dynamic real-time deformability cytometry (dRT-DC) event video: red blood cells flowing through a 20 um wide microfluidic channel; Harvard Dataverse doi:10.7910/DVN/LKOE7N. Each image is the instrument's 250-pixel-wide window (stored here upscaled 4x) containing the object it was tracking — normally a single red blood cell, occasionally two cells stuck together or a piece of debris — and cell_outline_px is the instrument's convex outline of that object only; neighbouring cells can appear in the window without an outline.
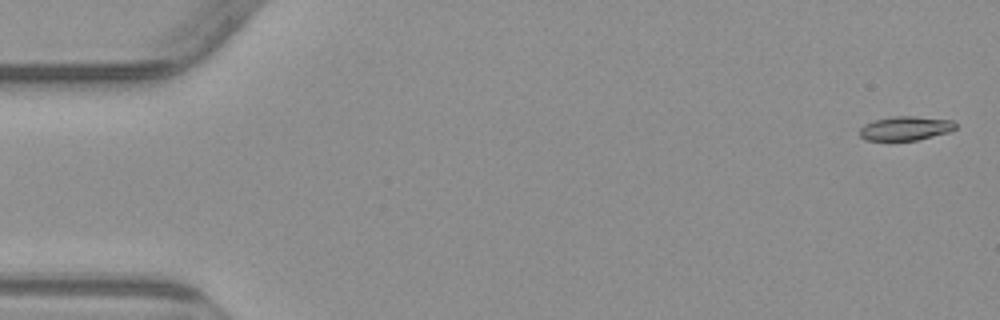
{"species": "common noctule bat (a hibernating species)", "species_latin": "Nyctalus noctula", "temperature_condition": "warm", "stored_images_in_passage": 4, "camera_frame_rate_fps": 3000, "um_per_image_px": 0.085, "animal": {"sex": "male", "body_mass_g": 23.1, "forearm_length_mm": 52.7}, "frame": {"image": 1, "passage_image": 1, "time_ms": 0.0, "image_size_px": [1000, 320], "cell_outline_px": [[956, 128], [948, 132], [916, 140], [864, 140], [860, 136], [860, 128], [864, 124], [876, 120], [896, 116], [912, 116], [952, 120], [956, 124]], "centroid_in_image_um": [76.96, 10.91], "position_along_channel_um": 8.0, "area_um2": 13.24}}
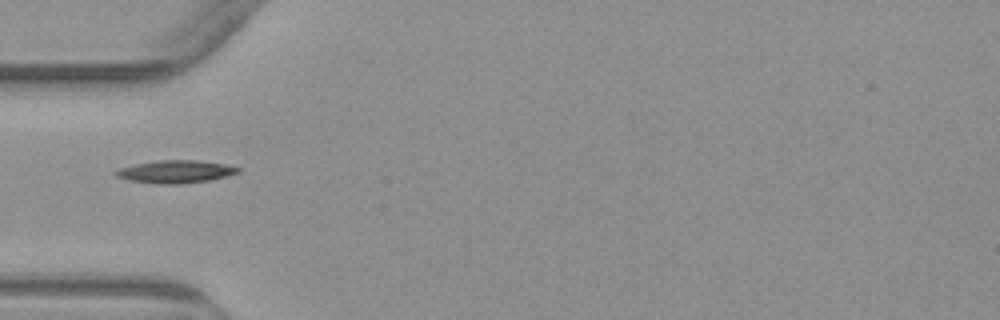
{"frame": {"image": 2, "passage_image": 4, "time_ms": 5.333, "image_size_px": [1000, 320], "cell_outline_px": [[240, 172], [208, 180], [176, 184], [156, 184], [128, 180], [116, 176], [112, 172], [120, 168], [136, 164], [156, 160], [200, 160], [224, 164], [240, 168]], "centroid_in_image_um": [14.87, 14.58], "position_along_channel_um": 70.1, "area_um2": 16.07}}